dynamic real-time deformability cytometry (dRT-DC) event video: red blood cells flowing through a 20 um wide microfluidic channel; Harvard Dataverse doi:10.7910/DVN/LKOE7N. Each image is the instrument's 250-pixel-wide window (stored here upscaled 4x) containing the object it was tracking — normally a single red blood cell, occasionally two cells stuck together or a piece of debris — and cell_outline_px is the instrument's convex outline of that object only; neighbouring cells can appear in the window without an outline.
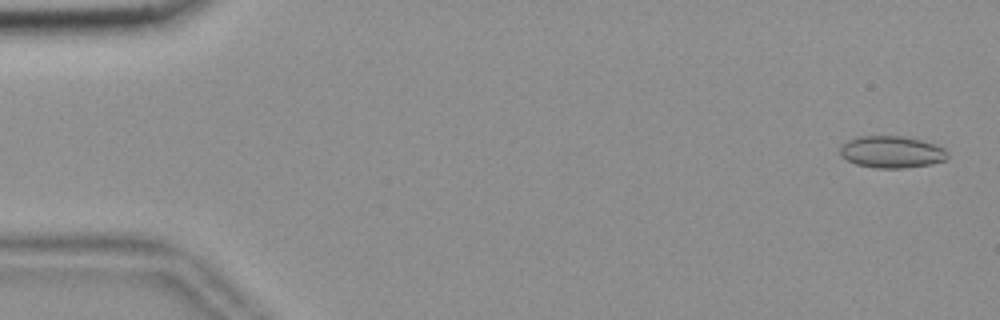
{"species": "common noctule bat (a hibernating species)", "species_latin": "Nyctalus noctula", "temperature_condition": "room temperature", "stored_images_in_passage": 55, "camera_frame_rate_fps": 3000, "um_per_image_px": 0.085, "animal": {"sex": "female", "body_mass_g": 18.4}, "frame": {"image": 1, "passage_image": 2, "time_ms": 0.333, "image_size_px": [1000, 320], "cell_outline_px": [[948, 156], [944, 160], [932, 164], [904, 168], [876, 168], [856, 164], [840, 156], [840, 148], [848, 140], [860, 136], [900, 136], [920, 140], [936, 144], [944, 148], [948, 152]], "centroid_in_image_um": [75.8, 12.92], "position_along_channel_um": 9.2, "area_um2": 19.94}}
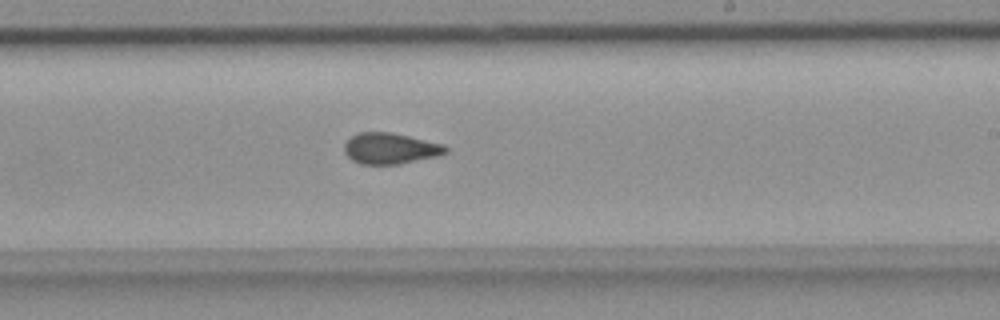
{"frame": {"image": 2, "passage_image": 33, "time_ms": 10.667, "image_size_px": [1000, 320], "cell_outline_px": [[448, 152], [440, 156], [400, 164], [360, 164], [352, 160], [344, 152], [344, 144], [352, 136], [360, 132], [388, 132], [408, 136], [444, 144], [448, 148]], "centroid_in_image_um": [33.2, 12.63], "position_along_channel_um": 255.8, "area_um2": 18.38}}
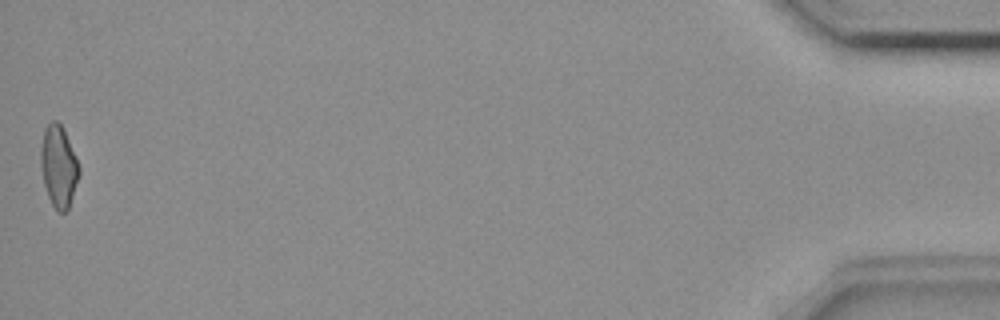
{"frame": {"image": 3, "passage_image": 55, "time_ms": 18.0, "image_size_px": [1000, 320], "cell_outline_px": [[80, 172], [68, 208], [64, 212], [56, 212], [48, 196], [44, 184], [40, 164], [40, 148], [44, 128], [52, 120], [56, 120], [60, 124], [64, 132], [80, 168]], "centroid_in_image_um": [4.95, 14.15], "position_along_channel_um": 430.3, "area_um2": 17.92}, "authors_computed_cell_mechanics": {"area_um2": 18.6694, "velocity_mm_per_s": 3.6913, "shape_relaxation_time_tau1_ms": null, "shape_relaxation_time_tau2_ms": 1.3584, "deformation_change_tau1": null, "deformation_change_tau2": 0.0868}}